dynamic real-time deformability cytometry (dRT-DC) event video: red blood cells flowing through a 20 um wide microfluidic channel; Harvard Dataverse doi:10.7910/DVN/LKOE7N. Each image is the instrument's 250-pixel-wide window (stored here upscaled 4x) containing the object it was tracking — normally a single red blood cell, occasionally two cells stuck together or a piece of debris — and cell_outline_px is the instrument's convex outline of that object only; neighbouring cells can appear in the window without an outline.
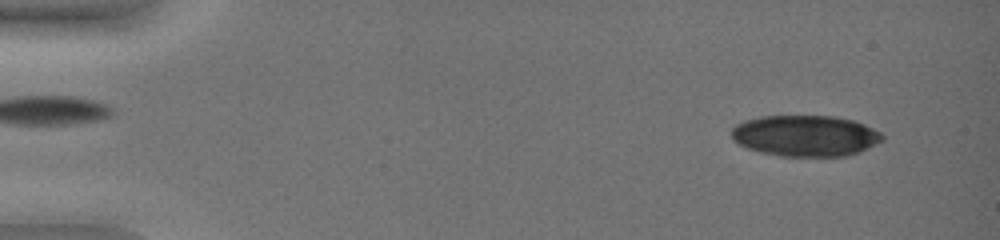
{"species": "common noctule bat (a hibernating species)", "species_latin": "Nyctalus noctula", "temperature_condition": "warm", "stored_images_in_passage": 17, "camera_frame_rate_fps": 3000, "um_per_image_px": 0.085, "animal": {"sex": "female", "body_mass_g": 19.0, "forearm_length_mm": 51.5}, "frame": {"image": 1, "passage_image": 4, "time_ms": 1.0, "image_size_px": [1000, 240], "cell_outline_px": [[884, 140], [860, 152], [848, 156], [780, 156], [760, 152], [748, 148], [732, 140], [732, 128], [736, 124], [744, 120], [760, 116], [836, 116], [852, 120], [864, 124], [880, 132], [884, 136]], "centroid_in_image_um": [68.46, 11.54], "position_along_channel_um": 16.5, "area_um2": 36.3}}